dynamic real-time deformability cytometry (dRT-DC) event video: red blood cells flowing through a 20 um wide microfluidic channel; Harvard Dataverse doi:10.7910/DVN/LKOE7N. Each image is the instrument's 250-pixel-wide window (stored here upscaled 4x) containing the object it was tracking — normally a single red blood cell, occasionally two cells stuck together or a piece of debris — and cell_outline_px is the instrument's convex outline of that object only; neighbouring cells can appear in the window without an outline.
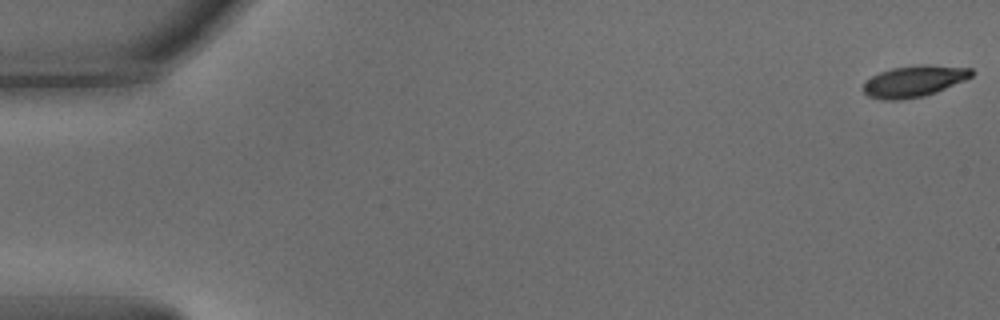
{"species": "common noctule bat (a hibernating species)", "species_latin": "Nyctalus noctula", "temperature_condition": "warm", "stored_images_in_passage": 53, "camera_frame_rate_fps": 3000, "um_per_image_px": 0.085, "animal": {"sex": "male", "body_mass_g": 15.6}, "frame": {"image": 1, "passage_image": 1, "time_ms": 0.0, "image_size_px": [1000, 320], "cell_outline_px": [[976, 72], [972, 76], [964, 80], [936, 92], [924, 96], [900, 100], [884, 100], [868, 96], [864, 92], [864, 80], [880, 72], [892, 68], [916, 64], [928, 64], [972, 68]], "centroid_in_image_um": [77.7, 6.89], "position_along_channel_um": 7.3, "area_um2": 19.94}}
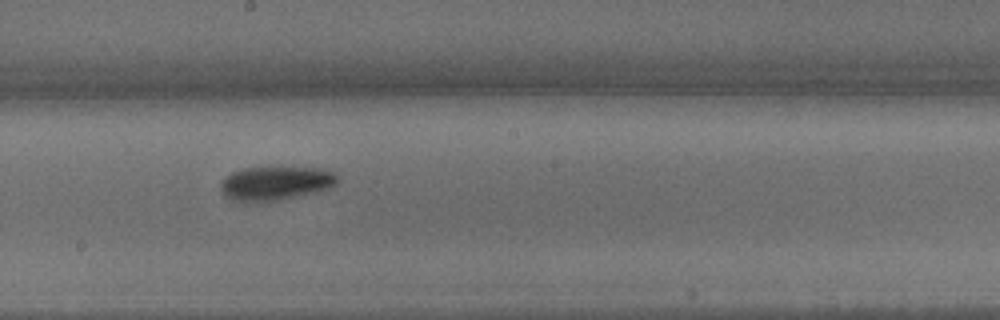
{"frame": {"image": 2, "passage_image": 30, "time_ms": 9.667, "image_size_px": [1000, 320], "cell_outline_px": [[336, 184], [316, 192], [256, 204], [232, 200], [220, 188], [220, 184], [232, 172], [244, 168], [320, 168], [332, 172], [336, 176]], "centroid_in_image_um": [23.38, 15.6], "position_along_channel_um": 224.8, "area_um2": 22.66}}
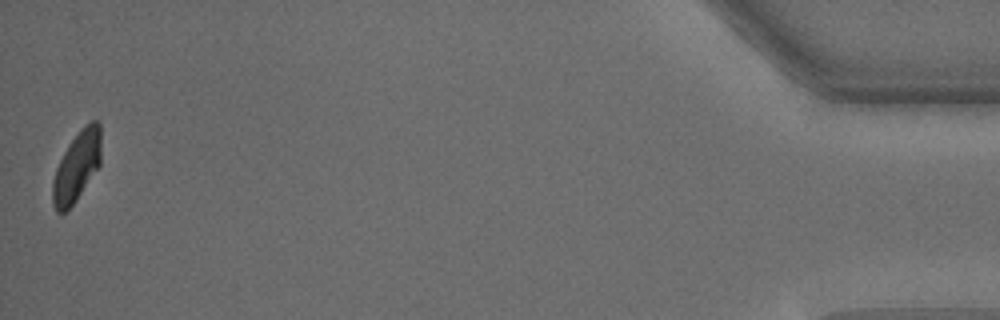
{"frame": {"image": 3, "passage_image": 53, "time_ms": 17.333, "image_size_px": [1000, 320], "cell_outline_px": [[100, 164], [76, 200], [64, 212], [56, 212], [52, 204], [52, 184], [56, 168], [64, 152], [80, 128], [84, 124], [92, 120], [96, 120], [100, 124]], "centroid_in_image_um": [6.51, 14.13], "position_along_channel_um": 428.7, "area_um2": 19.48}, "authors_computed_cell_mechanics": {"area_um2": 21.386, "velocity_mm_per_s": 3.8304, "shape_relaxation_time_tau1_ms": 2.6051, "shape_relaxation_time_tau2_ms": 6.5346, "deformation_change_tau1": 0.1293, "deformation_change_tau2": 0.1071}}